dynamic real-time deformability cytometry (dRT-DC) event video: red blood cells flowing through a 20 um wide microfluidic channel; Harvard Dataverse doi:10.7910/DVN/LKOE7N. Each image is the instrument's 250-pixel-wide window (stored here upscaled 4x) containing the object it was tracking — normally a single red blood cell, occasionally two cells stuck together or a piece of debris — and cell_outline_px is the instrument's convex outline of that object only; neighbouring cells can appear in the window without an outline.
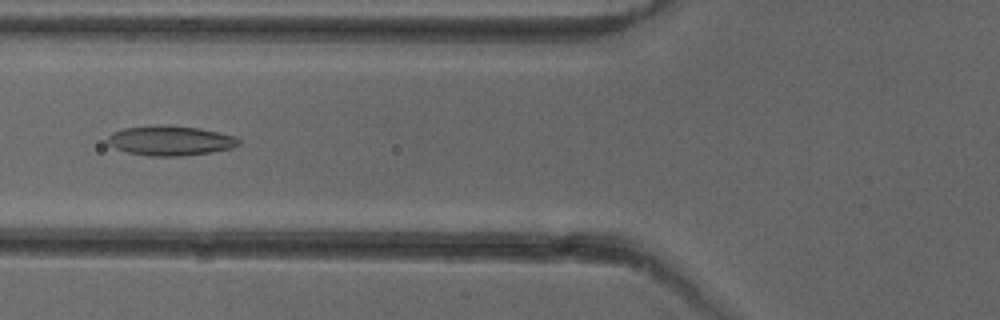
{"species": "common noctule bat (a hibernating species)", "species_latin": "Nyctalus noctula", "temperature_condition": "cold", "stored_images_in_passage": 40, "camera_frame_rate_fps": 3000, "um_per_image_px": 0.085, "animal": {"sex": "female"}, "frame": {"image": 1, "passage_image": 11, "time_ms": 3.333, "image_size_px": [1000, 320], "cell_outline_px": [[240, 144], [232, 148], [212, 152], [184, 156], [148, 156], [128, 152], [116, 148], [108, 144], [108, 136], [112, 132], [124, 128], [168, 124], [200, 128], [236, 136], [240, 140]], "centroid_in_image_um": [14.51, 11.95], "position_along_channel_um": 111.3, "area_um2": 22.89}}
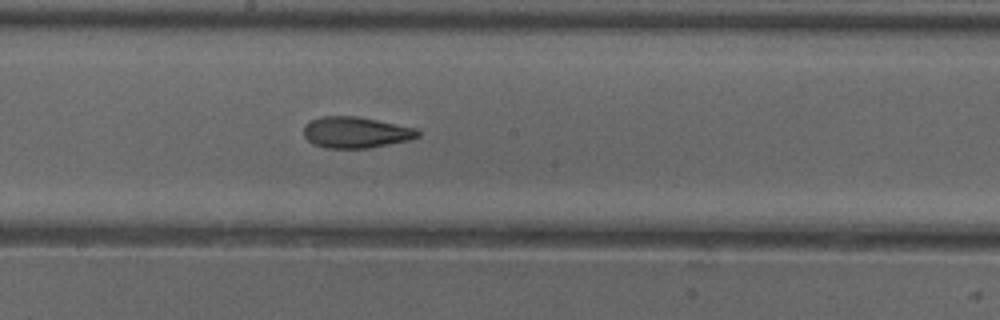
{"frame": {"image": 2, "passage_image": 19, "time_ms": 6.0, "image_size_px": [1000, 320], "cell_outline_px": [[420, 136], [408, 140], [368, 148], [324, 148], [312, 144], [304, 136], [304, 128], [312, 120], [320, 116], [356, 116], [416, 128], [420, 132]], "centroid_in_image_um": [30.23, 11.26], "position_along_channel_um": 218.0, "area_um2": 20.58}}
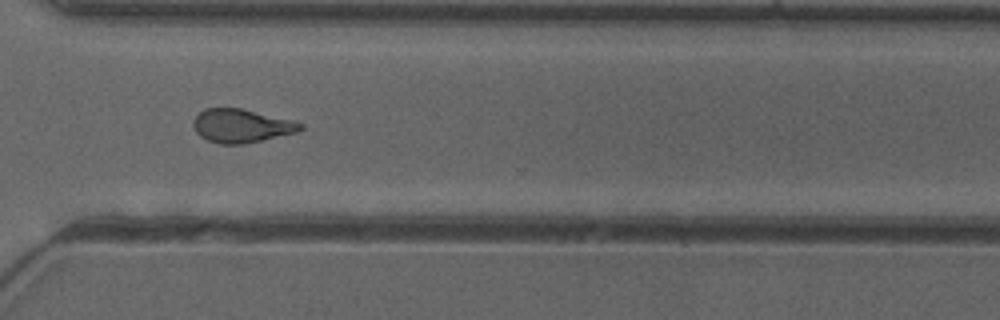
{"frame": {"image": 3, "passage_image": 29, "time_ms": 9.333, "image_size_px": [1000, 320], "cell_outline_px": [[304, 128], [296, 132], [244, 144], [220, 144], [208, 140], [200, 136], [196, 132], [192, 124], [192, 120], [204, 108], [240, 108], [292, 120], [304, 124]], "centroid_in_image_um": [20.49, 10.69], "position_along_channel_um": 350.1, "area_um2": 20.81}, "authors_computed_cell_mechanics": {"area_um2": 20.808, "velocity_mm_per_s": 3.9757, "shape_relaxation_time_tau1_ms": null, "shape_relaxation_time_tau2_ms": 1.9058, "deformation_change_tau1": null, "deformation_change_tau2": 0.0943}}